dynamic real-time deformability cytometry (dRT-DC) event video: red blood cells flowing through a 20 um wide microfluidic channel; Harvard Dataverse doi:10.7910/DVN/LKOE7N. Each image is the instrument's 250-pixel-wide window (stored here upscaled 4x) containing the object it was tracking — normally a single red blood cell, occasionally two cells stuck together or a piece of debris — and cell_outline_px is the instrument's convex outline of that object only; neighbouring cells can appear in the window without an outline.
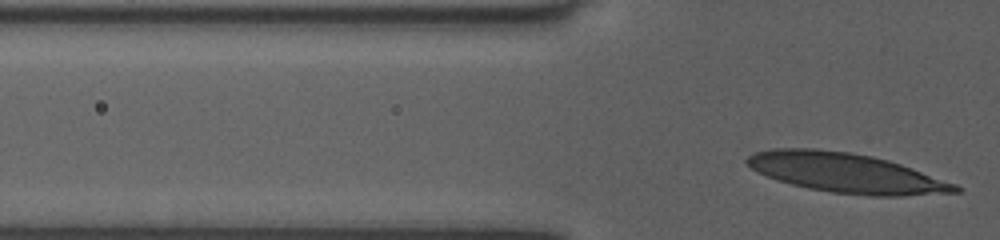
{"species": "human", "species_latin": "Homo sapiens", "temperature_condition": "room temperature", "stored_images_in_passage": 17, "segment_of_instrument_passage": [2, 2], "camera_frame_rate_fps": 3000, "um_per_image_px": 0.085, "donor": {"sex": "female"}, "frame": {"image": 1, "passage_image": 17, "time_ms": 5.333, "image_size_px": [1000, 240], "cell_outline_px": [[964, 188], [960, 192], [900, 196], [872, 196], [832, 192], [808, 188], [792, 184], [756, 172], [744, 160], [752, 152], [772, 148], [816, 148], [852, 152], [872, 156], [888, 160], [912, 168], [956, 184]], "centroid_in_image_um": [71.91, 14.68], "position_along_channel_um": 53.9, "area_um2": 48.03}}